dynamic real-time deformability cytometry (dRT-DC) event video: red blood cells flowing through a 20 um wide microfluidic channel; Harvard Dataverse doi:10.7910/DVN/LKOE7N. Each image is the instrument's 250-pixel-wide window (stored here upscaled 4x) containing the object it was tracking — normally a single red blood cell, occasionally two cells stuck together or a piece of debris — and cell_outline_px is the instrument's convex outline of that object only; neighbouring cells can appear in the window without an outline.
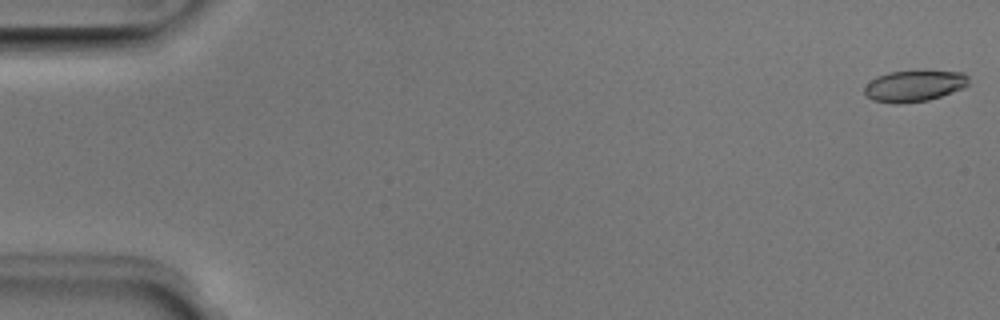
{"species": "Egyptian fruit bat (a non-hibernating species)", "species_latin": "Rousettus aegyptiacus", "temperature_condition": "room temperature", "stored_images_in_passage": 51, "camera_frame_rate_fps": 3000, "um_per_image_px": 0.085, "animal": {"sex": "male"}, "frame": {"image": 1, "passage_image": 1, "time_ms": 0.0, "image_size_px": [1000, 320], "cell_outline_px": [[968, 84], [960, 88], [940, 96], [928, 100], [900, 104], [892, 104], [872, 100], [864, 92], [864, 88], [876, 76], [888, 72], [916, 68], [924, 68], [964, 72], [968, 76]], "centroid_in_image_um": [77.71, 7.24], "position_along_channel_um": 7.3, "area_um2": 19.71}}
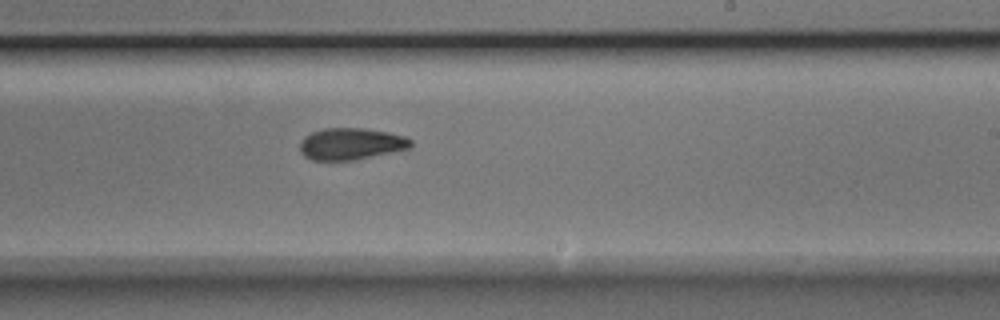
{"frame": {"image": 2, "passage_image": 31, "time_ms": 10.0, "image_size_px": [1000, 320], "cell_outline_px": [[412, 144], [408, 148], [352, 160], [312, 160], [304, 156], [300, 152], [300, 140], [304, 136], [312, 132], [324, 128], [364, 128], [388, 132], [404, 136], [412, 140]], "centroid_in_image_um": [29.78, 12.21], "position_along_channel_um": 259.2, "area_um2": 20.35}}
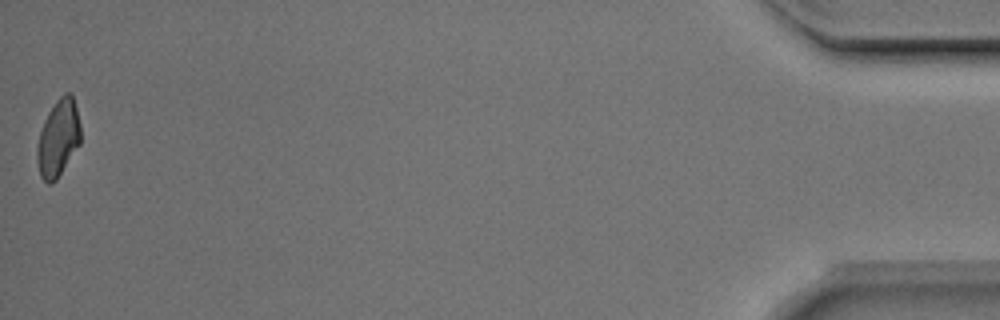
{"frame": {"image": 3, "passage_image": 51, "time_ms": 16.667, "image_size_px": [1000, 320], "cell_outline_px": [[80, 144], [56, 180], [52, 184], [48, 184], [40, 176], [36, 160], [36, 148], [40, 132], [44, 120], [48, 112], [56, 100], [64, 92], [68, 92], [72, 96], [76, 108], [80, 124]], "centroid_in_image_um": [4.93, 11.76], "position_along_channel_um": 430.3, "area_um2": 19.54}, "authors_computed_cell_mechanics": {"area_um2": 20.1144, "velocity_mm_per_s": 3.9926, "shape_relaxation_time_tau1_ms": 3.8328, "shape_relaxation_time_tau2_ms": 3.2965, "deformation_change_tau1": 0.1513, "deformation_change_tau2": 0.1011}}